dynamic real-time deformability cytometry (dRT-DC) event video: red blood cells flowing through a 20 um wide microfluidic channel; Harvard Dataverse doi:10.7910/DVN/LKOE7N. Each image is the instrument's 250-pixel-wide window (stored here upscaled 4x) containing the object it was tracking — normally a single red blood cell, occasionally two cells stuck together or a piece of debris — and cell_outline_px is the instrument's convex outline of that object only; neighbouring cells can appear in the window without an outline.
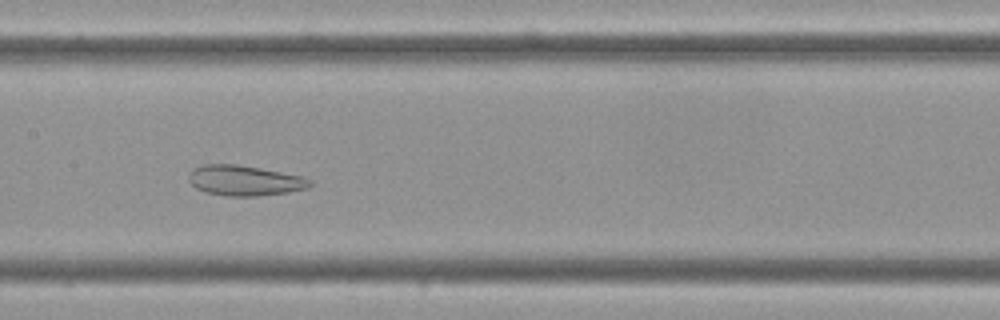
{"species": "Egyptian fruit bat (a non-hibernating species)", "species_latin": "Rousettus aegyptiacus", "temperature_condition": "cold", "stored_images_in_passage": 58, "camera_frame_rate_fps": 3000, "um_per_image_px": 0.085, "frame": {"image": 1, "passage_image": 28, "time_ms": 9.0, "image_size_px": [1000, 320], "cell_outline_px": [[312, 184], [308, 188], [288, 192], [256, 196], [224, 196], [204, 192], [196, 188], [188, 180], [188, 176], [192, 168], [204, 164], [236, 164], [304, 176], [312, 180]], "centroid_in_image_um": [20.78, 15.34], "position_along_channel_um": 186.6, "area_um2": 21.56}}
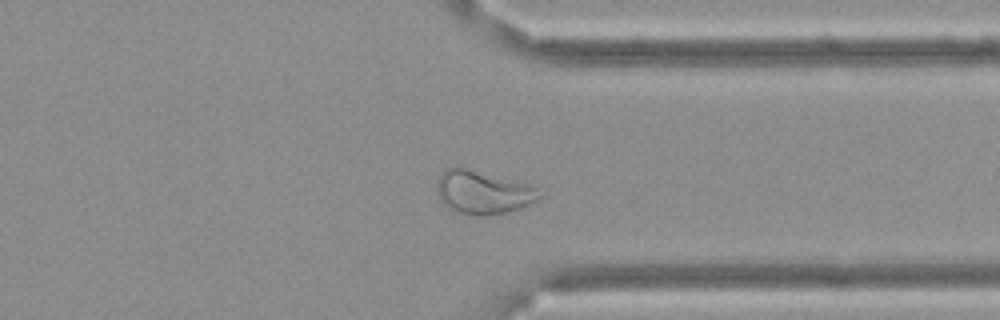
{"frame": {"image": 2, "passage_image": 44, "time_ms": 14.333, "image_size_px": [1000, 320], "cell_outline_px": [[544, 196], [520, 208], [508, 212], [484, 216], [480, 216], [452, 212], [440, 200], [436, 184], [440, 172], [448, 168], [460, 164], [528, 184], [544, 192]], "centroid_in_image_um": [41.03, 16.31], "position_along_channel_um": 370.4, "area_um2": 26.7}}
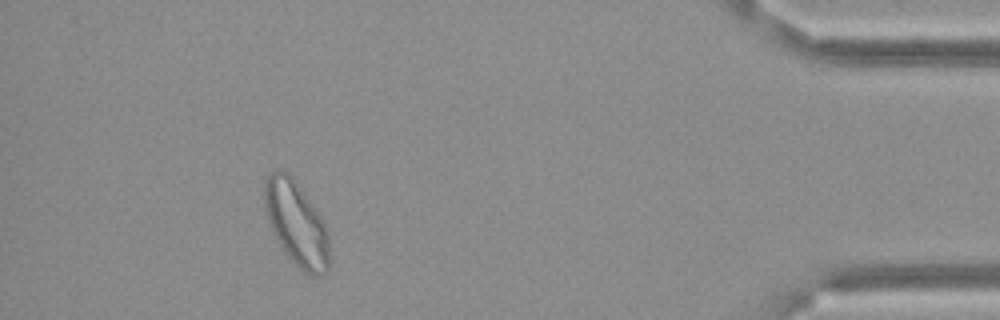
{"frame": {"image": 3, "passage_image": 52, "time_ms": 17.0, "image_size_px": [1000, 320], "cell_outline_px": [[328, 268], [324, 276], [312, 276], [304, 272], [288, 256], [272, 232], [264, 208], [264, 180], [276, 168], [284, 172], [292, 180], [320, 216], [324, 224], [328, 236]], "centroid_in_image_um": [25.16, 19.05], "position_along_channel_um": 410.0, "area_um2": 30.92}, "authors_computed_cell_mechanics": {"area_um2": 29.478, "velocity_mm_per_s": 3.4596, "shape_relaxation_time_tau1_ms": null, "shape_relaxation_time_tau2_ms": 1.6172, "deformation_change_tau1": null, "deformation_change_tau2": 0.0831}}